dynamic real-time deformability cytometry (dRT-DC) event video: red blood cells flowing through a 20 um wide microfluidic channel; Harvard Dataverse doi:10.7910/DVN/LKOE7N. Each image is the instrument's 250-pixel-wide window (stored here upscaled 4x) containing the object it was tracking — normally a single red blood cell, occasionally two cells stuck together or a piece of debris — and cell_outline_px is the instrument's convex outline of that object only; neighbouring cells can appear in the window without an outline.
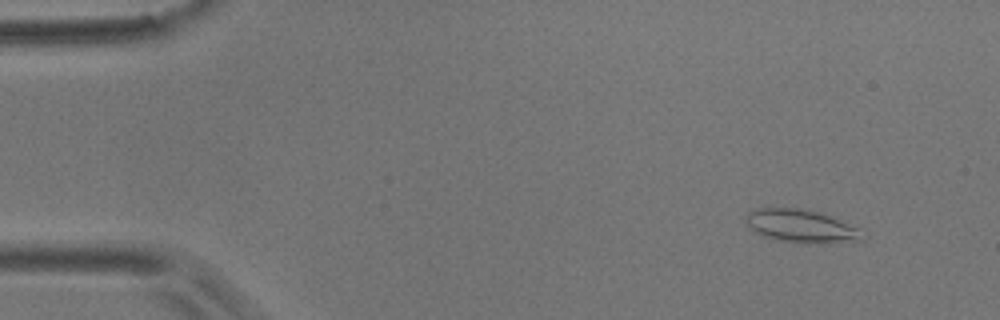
{"species": "common noctule bat (a hibernating species)", "species_latin": "Nyctalus noctula", "temperature_condition": "room temperature", "stored_images_in_passage": 6, "camera_frame_rate_fps": 3000, "um_per_image_px": 0.085, "animal": {"sex": "male", "body_mass_g": 17.9}, "frame": {"image": 1, "passage_image": 1, "time_ms": 0.0, "image_size_px": [1000, 320], "cell_outline_px": [[868, 236], [864, 240], [824, 244], [780, 240], [764, 236], [756, 232], [744, 220], [748, 212], [760, 208], [800, 208], [820, 212], [836, 216], [856, 228]], "centroid_in_image_um": [68.19, 19.21], "position_along_channel_um": 16.8, "area_um2": 22.54}}
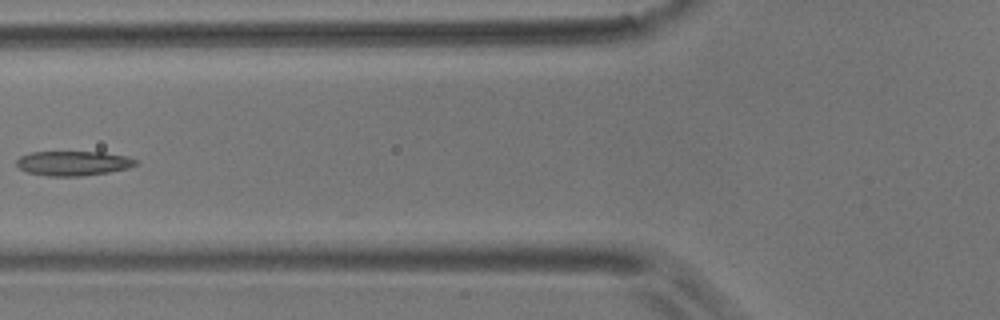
{"frame": {"image": 2, "passage_image": 5, "time_ms": 1.333, "image_size_px": [1000, 320], "cell_outline_px": [[136, 164], [128, 168], [108, 172], [80, 176], [48, 176], [24, 172], [16, 164], [16, 160], [20, 156], [32, 152], [104, 152], [128, 156], [136, 160]], "centroid_in_image_um": [6.2, 13.87], "position_along_channel_um": 119.6, "area_um2": 17.11}}
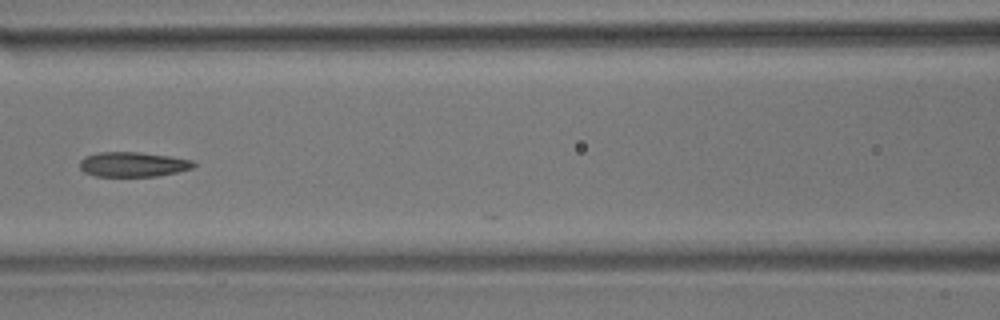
{"frame": {"image": 3, "passage_image": 6, "time_ms": 1.667, "image_size_px": [1000, 320], "cell_outline_px": [[196, 164], [192, 168], [176, 172], [156, 176], [96, 176], [84, 172], [80, 168], [80, 160], [84, 156], [100, 152], [136, 152], [168, 156], [192, 160]], "centroid_in_image_um": [11.27, 13.97], "position_along_channel_um": 155.3, "area_um2": 16.3}}